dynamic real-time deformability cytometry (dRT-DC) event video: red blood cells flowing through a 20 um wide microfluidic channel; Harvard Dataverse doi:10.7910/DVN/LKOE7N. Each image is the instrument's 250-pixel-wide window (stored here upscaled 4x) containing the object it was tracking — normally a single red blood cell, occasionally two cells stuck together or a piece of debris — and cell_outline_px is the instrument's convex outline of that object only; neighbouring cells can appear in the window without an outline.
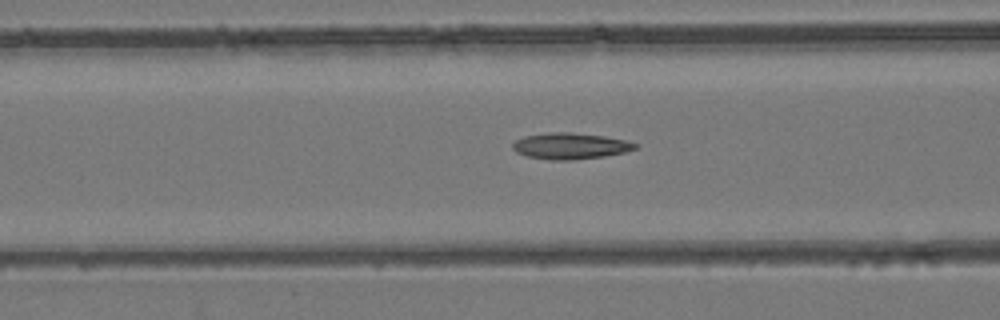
{"species": "common noctule bat (a hibernating species)", "species_latin": "Nyctalus noctula", "temperature_condition": "room temperature", "stored_images_in_passage": 40, "camera_frame_rate_fps": 3000, "um_per_image_px": 0.085, "animal": {"sex": "female", "body_mass_g": 24.6, "forearm_length_mm": 56.2}, "frame": {"image": 1, "passage_image": 20, "time_ms": 6.333, "image_size_px": [1000, 320], "cell_outline_px": [[640, 144], [636, 148], [624, 152], [604, 156], [572, 160], [548, 160], [528, 156], [516, 152], [512, 148], [512, 144], [516, 140], [524, 136], [548, 132], [572, 132], [604, 136], [628, 140]], "centroid_in_image_um": [48.49, 12.4], "position_along_channel_um": 118.1, "area_um2": 18.84}}
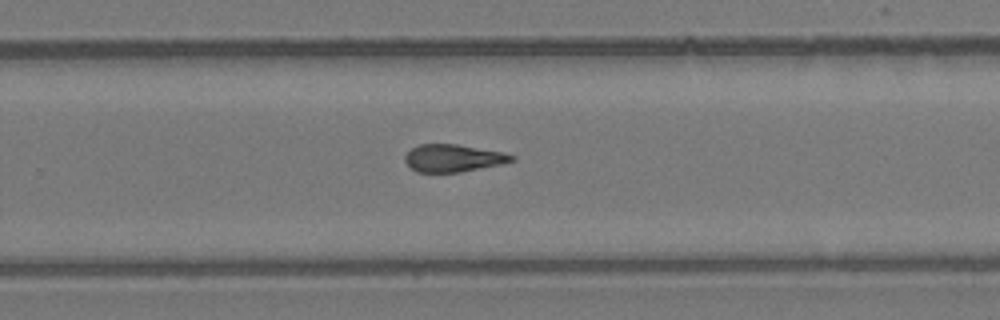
{"frame": {"image": 2, "passage_image": 32, "time_ms": 10.333, "image_size_px": [1000, 320], "cell_outline_px": [[516, 160], [500, 164], [460, 172], [416, 172], [404, 160], [404, 156], [412, 148], [420, 144], [456, 144], [504, 152], [516, 156]], "centroid_in_image_um": [38.54, 13.43], "position_along_channel_um": 291.3, "area_um2": 16.99}}
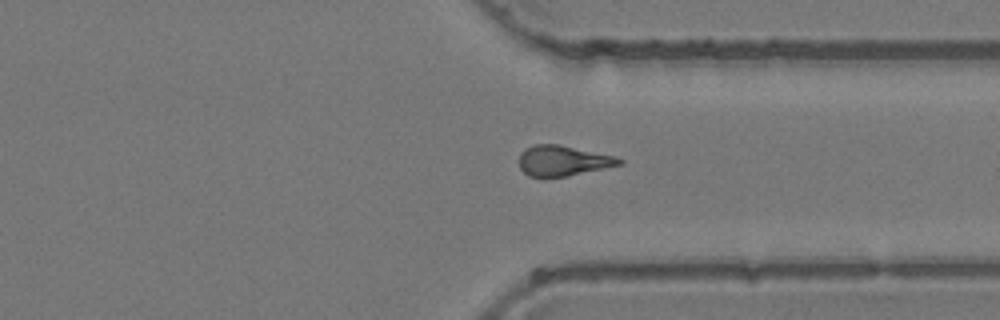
{"frame": {"image": 3, "passage_image": 37, "time_ms": 12.0, "image_size_px": [1000, 320], "cell_outline_px": [[624, 164], [544, 180], [528, 176], [520, 168], [520, 152], [524, 148], [536, 144], [560, 144], [616, 156], [624, 160]], "centroid_in_image_um": [47.82, 13.67], "position_along_channel_um": 363.6, "area_um2": 18.15}}